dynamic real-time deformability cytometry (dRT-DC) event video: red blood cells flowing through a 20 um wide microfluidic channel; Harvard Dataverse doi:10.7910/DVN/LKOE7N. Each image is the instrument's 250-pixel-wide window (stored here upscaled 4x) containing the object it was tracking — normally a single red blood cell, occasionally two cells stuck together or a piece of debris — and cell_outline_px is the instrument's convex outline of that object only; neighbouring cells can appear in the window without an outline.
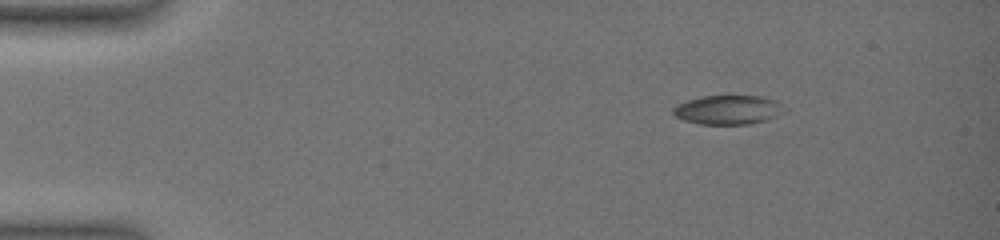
{"species": "common noctule bat (a hibernating species)", "species_latin": "Nyctalus noctula", "temperature_condition": "warm", "stored_images_in_passage": 17, "camera_frame_rate_fps": 3000, "um_per_image_px": 0.085, "animal": {"sex": "female", "body_mass_g": 19.0, "forearm_length_mm": 51.5}, "frame": {"image": 1, "passage_image": 1, "time_ms": 0.0, "image_size_px": [1000, 240], "cell_outline_px": [[788, 108], [784, 112], [768, 120], [748, 124], [700, 124], [684, 120], [676, 116], [672, 112], [672, 108], [676, 104], [688, 100], [704, 96], [728, 92], [764, 96], [776, 100]], "centroid_in_image_um": [61.94, 9.27], "position_along_channel_um": 23.1, "area_um2": 19.94}}
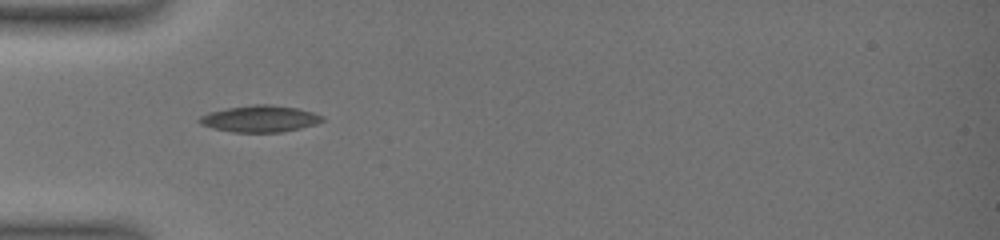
{"frame": {"image": 2, "passage_image": 16, "time_ms": 3.667, "image_size_px": [1000, 240], "cell_outline_px": [[324, 120], [316, 124], [300, 128], [280, 132], [232, 132], [212, 128], [200, 124], [196, 120], [200, 116], [208, 112], [228, 108], [252, 104], [272, 104], [296, 108], [312, 112], [324, 116]], "centroid_in_image_um": [22.06, 10.09], "position_along_channel_um": 62.9, "area_um2": 19.13}}